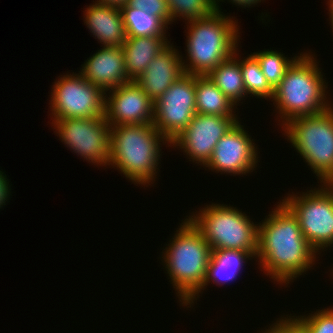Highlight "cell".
<instances>
[{
	"label": "cell",
	"mask_w": 333,
	"mask_h": 333,
	"mask_svg": "<svg viewBox=\"0 0 333 333\" xmlns=\"http://www.w3.org/2000/svg\"><path fill=\"white\" fill-rule=\"evenodd\" d=\"M278 203L258 223L255 258L265 275L277 284L287 285L311 270L318 253L303 236L297 217L282 201Z\"/></svg>",
	"instance_id": "6da1fadb"
},
{
	"label": "cell",
	"mask_w": 333,
	"mask_h": 333,
	"mask_svg": "<svg viewBox=\"0 0 333 333\" xmlns=\"http://www.w3.org/2000/svg\"><path fill=\"white\" fill-rule=\"evenodd\" d=\"M166 143L169 147V141L153 123L113 126L110 130L108 165L121 171L135 185L148 187L155 183L159 174L160 147Z\"/></svg>",
	"instance_id": "7a4b0ae2"
},
{
	"label": "cell",
	"mask_w": 333,
	"mask_h": 333,
	"mask_svg": "<svg viewBox=\"0 0 333 333\" xmlns=\"http://www.w3.org/2000/svg\"><path fill=\"white\" fill-rule=\"evenodd\" d=\"M314 57L310 52H301L274 89L271 101L282 127L292 119L323 112L333 105L327 99L328 82Z\"/></svg>",
	"instance_id": "3957f363"
},
{
	"label": "cell",
	"mask_w": 333,
	"mask_h": 333,
	"mask_svg": "<svg viewBox=\"0 0 333 333\" xmlns=\"http://www.w3.org/2000/svg\"><path fill=\"white\" fill-rule=\"evenodd\" d=\"M181 221L160 258L183 306L203 286L212 250L188 218Z\"/></svg>",
	"instance_id": "277c9868"
},
{
	"label": "cell",
	"mask_w": 333,
	"mask_h": 333,
	"mask_svg": "<svg viewBox=\"0 0 333 333\" xmlns=\"http://www.w3.org/2000/svg\"><path fill=\"white\" fill-rule=\"evenodd\" d=\"M229 16L215 11L207 18L188 22L184 73L208 75L234 54L240 42V26Z\"/></svg>",
	"instance_id": "5b68a950"
},
{
	"label": "cell",
	"mask_w": 333,
	"mask_h": 333,
	"mask_svg": "<svg viewBox=\"0 0 333 333\" xmlns=\"http://www.w3.org/2000/svg\"><path fill=\"white\" fill-rule=\"evenodd\" d=\"M188 219L212 251L240 250L257 253L258 224L236 207L212 203L192 212Z\"/></svg>",
	"instance_id": "8992f818"
},
{
	"label": "cell",
	"mask_w": 333,
	"mask_h": 333,
	"mask_svg": "<svg viewBox=\"0 0 333 333\" xmlns=\"http://www.w3.org/2000/svg\"><path fill=\"white\" fill-rule=\"evenodd\" d=\"M281 128L320 183H333V105L292 119Z\"/></svg>",
	"instance_id": "52a82bcc"
},
{
	"label": "cell",
	"mask_w": 333,
	"mask_h": 333,
	"mask_svg": "<svg viewBox=\"0 0 333 333\" xmlns=\"http://www.w3.org/2000/svg\"><path fill=\"white\" fill-rule=\"evenodd\" d=\"M292 194H287L282 202L297 217L310 246L318 254L333 247V183H321L318 188Z\"/></svg>",
	"instance_id": "ba28073f"
},
{
	"label": "cell",
	"mask_w": 333,
	"mask_h": 333,
	"mask_svg": "<svg viewBox=\"0 0 333 333\" xmlns=\"http://www.w3.org/2000/svg\"><path fill=\"white\" fill-rule=\"evenodd\" d=\"M52 87L51 120L104 117L105 92L80 73L61 75Z\"/></svg>",
	"instance_id": "9c48e42d"
},
{
	"label": "cell",
	"mask_w": 333,
	"mask_h": 333,
	"mask_svg": "<svg viewBox=\"0 0 333 333\" xmlns=\"http://www.w3.org/2000/svg\"><path fill=\"white\" fill-rule=\"evenodd\" d=\"M51 124L72 152L96 166L108 165L111 126L104 117L53 119Z\"/></svg>",
	"instance_id": "30bf717a"
},
{
	"label": "cell",
	"mask_w": 333,
	"mask_h": 333,
	"mask_svg": "<svg viewBox=\"0 0 333 333\" xmlns=\"http://www.w3.org/2000/svg\"><path fill=\"white\" fill-rule=\"evenodd\" d=\"M196 113L195 75L184 73L154 102L153 124L171 143Z\"/></svg>",
	"instance_id": "8fae6325"
},
{
	"label": "cell",
	"mask_w": 333,
	"mask_h": 333,
	"mask_svg": "<svg viewBox=\"0 0 333 333\" xmlns=\"http://www.w3.org/2000/svg\"><path fill=\"white\" fill-rule=\"evenodd\" d=\"M238 119L196 113L182 133L170 143V147L183 149L189 161L204 166L210 160L217 142Z\"/></svg>",
	"instance_id": "7c38bea8"
},
{
	"label": "cell",
	"mask_w": 333,
	"mask_h": 333,
	"mask_svg": "<svg viewBox=\"0 0 333 333\" xmlns=\"http://www.w3.org/2000/svg\"><path fill=\"white\" fill-rule=\"evenodd\" d=\"M238 121L216 144L210 160L203 166L229 175H246L253 172L259 161L258 148ZM215 170V171H214Z\"/></svg>",
	"instance_id": "4fadbf2b"
},
{
	"label": "cell",
	"mask_w": 333,
	"mask_h": 333,
	"mask_svg": "<svg viewBox=\"0 0 333 333\" xmlns=\"http://www.w3.org/2000/svg\"><path fill=\"white\" fill-rule=\"evenodd\" d=\"M104 118L111 127L153 123L154 102L132 80L105 92Z\"/></svg>",
	"instance_id": "5bb4252c"
},
{
	"label": "cell",
	"mask_w": 333,
	"mask_h": 333,
	"mask_svg": "<svg viewBox=\"0 0 333 333\" xmlns=\"http://www.w3.org/2000/svg\"><path fill=\"white\" fill-rule=\"evenodd\" d=\"M80 68L79 73L104 92L130 82L121 46H101Z\"/></svg>",
	"instance_id": "9a60e30c"
},
{
	"label": "cell",
	"mask_w": 333,
	"mask_h": 333,
	"mask_svg": "<svg viewBox=\"0 0 333 333\" xmlns=\"http://www.w3.org/2000/svg\"><path fill=\"white\" fill-rule=\"evenodd\" d=\"M182 60L183 56L170 43L148 64L135 82L155 102L184 74Z\"/></svg>",
	"instance_id": "2e32d148"
},
{
	"label": "cell",
	"mask_w": 333,
	"mask_h": 333,
	"mask_svg": "<svg viewBox=\"0 0 333 333\" xmlns=\"http://www.w3.org/2000/svg\"><path fill=\"white\" fill-rule=\"evenodd\" d=\"M84 11V24L102 46H122L126 31L119 8L93 3Z\"/></svg>",
	"instance_id": "e0dca14e"
},
{
	"label": "cell",
	"mask_w": 333,
	"mask_h": 333,
	"mask_svg": "<svg viewBox=\"0 0 333 333\" xmlns=\"http://www.w3.org/2000/svg\"><path fill=\"white\" fill-rule=\"evenodd\" d=\"M253 258L255 256L252 253L240 250L212 251L203 286L183 306L192 307L211 281L220 287L237 279L241 268Z\"/></svg>",
	"instance_id": "ac0fdd59"
},
{
	"label": "cell",
	"mask_w": 333,
	"mask_h": 333,
	"mask_svg": "<svg viewBox=\"0 0 333 333\" xmlns=\"http://www.w3.org/2000/svg\"><path fill=\"white\" fill-rule=\"evenodd\" d=\"M168 37H127L121 46L124 53L127 77L136 80L148 64L169 44Z\"/></svg>",
	"instance_id": "d6986e66"
},
{
	"label": "cell",
	"mask_w": 333,
	"mask_h": 333,
	"mask_svg": "<svg viewBox=\"0 0 333 333\" xmlns=\"http://www.w3.org/2000/svg\"><path fill=\"white\" fill-rule=\"evenodd\" d=\"M197 113L237 117L233 104L207 75H195ZM235 107V108H234Z\"/></svg>",
	"instance_id": "ffe728a7"
},
{
	"label": "cell",
	"mask_w": 333,
	"mask_h": 333,
	"mask_svg": "<svg viewBox=\"0 0 333 333\" xmlns=\"http://www.w3.org/2000/svg\"><path fill=\"white\" fill-rule=\"evenodd\" d=\"M227 60L221 62L207 76L215 83L219 90L236 106L247 98L242 78L239 50ZM238 52V53H237Z\"/></svg>",
	"instance_id": "44dd1931"
},
{
	"label": "cell",
	"mask_w": 333,
	"mask_h": 333,
	"mask_svg": "<svg viewBox=\"0 0 333 333\" xmlns=\"http://www.w3.org/2000/svg\"><path fill=\"white\" fill-rule=\"evenodd\" d=\"M127 37H166L168 26L157 16L128 5L120 8Z\"/></svg>",
	"instance_id": "7402d4cb"
},
{
	"label": "cell",
	"mask_w": 333,
	"mask_h": 333,
	"mask_svg": "<svg viewBox=\"0 0 333 333\" xmlns=\"http://www.w3.org/2000/svg\"><path fill=\"white\" fill-rule=\"evenodd\" d=\"M240 67L242 78L247 96H255V98H264L265 100L273 99L274 89L266 81V78L261 71L257 59L252 55L242 60L240 55Z\"/></svg>",
	"instance_id": "603a6c76"
},
{
	"label": "cell",
	"mask_w": 333,
	"mask_h": 333,
	"mask_svg": "<svg viewBox=\"0 0 333 333\" xmlns=\"http://www.w3.org/2000/svg\"><path fill=\"white\" fill-rule=\"evenodd\" d=\"M252 55L257 59L266 81L273 89L283 79L287 68L298 57L296 55L289 59L281 52L271 49L254 52Z\"/></svg>",
	"instance_id": "cb8c5ba5"
},
{
	"label": "cell",
	"mask_w": 333,
	"mask_h": 333,
	"mask_svg": "<svg viewBox=\"0 0 333 333\" xmlns=\"http://www.w3.org/2000/svg\"><path fill=\"white\" fill-rule=\"evenodd\" d=\"M171 24L180 19L191 22L211 16L215 11V0H166Z\"/></svg>",
	"instance_id": "d4e9b609"
},
{
	"label": "cell",
	"mask_w": 333,
	"mask_h": 333,
	"mask_svg": "<svg viewBox=\"0 0 333 333\" xmlns=\"http://www.w3.org/2000/svg\"><path fill=\"white\" fill-rule=\"evenodd\" d=\"M304 333H333V307L318 309L308 316H288Z\"/></svg>",
	"instance_id": "484cf974"
},
{
	"label": "cell",
	"mask_w": 333,
	"mask_h": 333,
	"mask_svg": "<svg viewBox=\"0 0 333 333\" xmlns=\"http://www.w3.org/2000/svg\"><path fill=\"white\" fill-rule=\"evenodd\" d=\"M127 5L159 17L167 26L171 24V16L166 0H129Z\"/></svg>",
	"instance_id": "4316f807"
},
{
	"label": "cell",
	"mask_w": 333,
	"mask_h": 333,
	"mask_svg": "<svg viewBox=\"0 0 333 333\" xmlns=\"http://www.w3.org/2000/svg\"><path fill=\"white\" fill-rule=\"evenodd\" d=\"M269 328L263 330L262 333H304L290 318H288V315H286V317L281 316V318L277 319Z\"/></svg>",
	"instance_id": "83f0119b"
},
{
	"label": "cell",
	"mask_w": 333,
	"mask_h": 333,
	"mask_svg": "<svg viewBox=\"0 0 333 333\" xmlns=\"http://www.w3.org/2000/svg\"><path fill=\"white\" fill-rule=\"evenodd\" d=\"M11 185L7 179V175L0 170V209L3 205H6V201L9 200L11 195Z\"/></svg>",
	"instance_id": "f1b7e54d"
},
{
	"label": "cell",
	"mask_w": 333,
	"mask_h": 333,
	"mask_svg": "<svg viewBox=\"0 0 333 333\" xmlns=\"http://www.w3.org/2000/svg\"><path fill=\"white\" fill-rule=\"evenodd\" d=\"M221 1L224 2L225 0H216L215 1L216 11L221 12L222 9L220 8L221 6L219 4ZM227 1L231 2L232 4H235L236 6H239V7L241 6L242 8H243V6H244V8L245 7L250 8L253 5L255 6V5H257L258 3H261V1H264V0H227Z\"/></svg>",
	"instance_id": "f546056e"
},
{
	"label": "cell",
	"mask_w": 333,
	"mask_h": 333,
	"mask_svg": "<svg viewBox=\"0 0 333 333\" xmlns=\"http://www.w3.org/2000/svg\"><path fill=\"white\" fill-rule=\"evenodd\" d=\"M129 0H95V3L104 4L107 6H112L116 8H122L123 6L127 5Z\"/></svg>",
	"instance_id": "4dcf8cb0"
},
{
	"label": "cell",
	"mask_w": 333,
	"mask_h": 333,
	"mask_svg": "<svg viewBox=\"0 0 333 333\" xmlns=\"http://www.w3.org/2000/svg\"><path fill=\"white\" fill-rule=\"evenodd\" d=\"M328 4V8H329V18H330V21H331V26H332V29H333V0H328L327 2ZM333 32V31H332Z\"/></svg>",
	"instance_id": "1f68e13d"
}]
</instances>
